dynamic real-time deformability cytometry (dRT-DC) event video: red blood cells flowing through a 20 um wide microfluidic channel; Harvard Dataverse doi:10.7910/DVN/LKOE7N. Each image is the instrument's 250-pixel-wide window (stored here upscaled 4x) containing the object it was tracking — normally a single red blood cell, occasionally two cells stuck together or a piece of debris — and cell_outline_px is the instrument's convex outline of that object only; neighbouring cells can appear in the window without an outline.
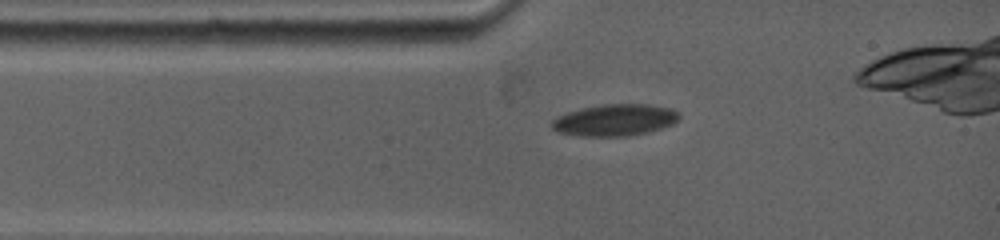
{"species": "common noctule bat (a hibernating species)", "species_latin": "Nyctalus noctula", "temperature_condition": "warm", "stored_images_in_passage": 29, "camera_frame_rate_fps": 5000, "um_per_image_px": 0.085, "animal": {"sex": "female", "body_mass_g": 19.0, "forearm_length_mm": 53.3}, "frame": {"image": 1, "passage_image": 1, "time_ms": 0.0, "image_size_px": [1000, 240], "cell_outline_px": [[680, 116], [672, 124], [648, 132], [628, 136], [580, 136], [556, 132], [552, 128], [552, 120], [556, 116], [580, 108], [600, 104], [648, 104], [672, 108], [680, 112]], "centroid_in_image_um": [52.24, 10.2], "position_along_channel_um": 32.8, "area_um2": 23.7}}
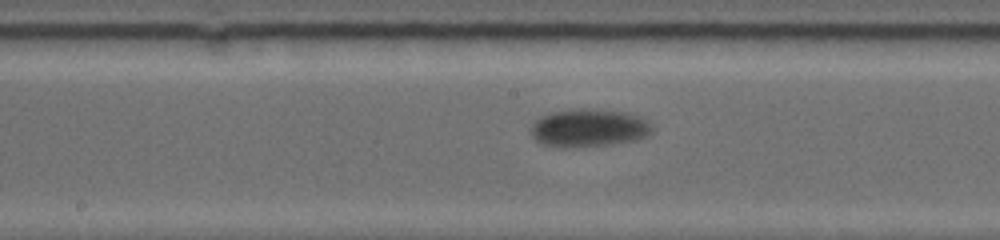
{"frame": {"image": 2, "passage_image": 14, "time_ms": 4.8, "image_size_px": [1000, 240], "cell_outline_px": [[652, 132], [648, 136], [632, 140], [596, 144], [548, 144], [532, 136], [532, 124], [540, 116], [548, 112], [572, 108], [592, 108], [628, 112], [640, 116], [648, 120], [652, 124]], "centroid_in_image_um": [50.12, 10.77], "position_along_channel_um": 198.1, "area_um2": 25.84}}
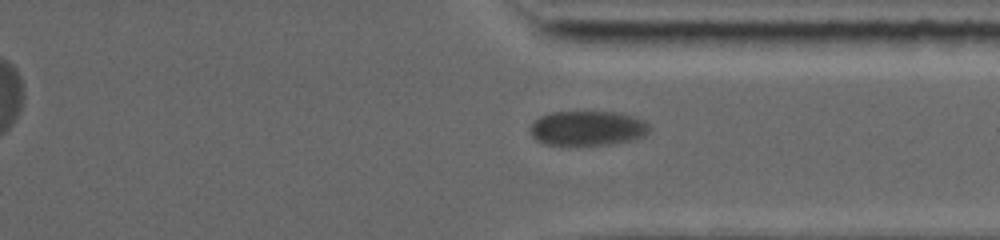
{"frame": {"image": 3, "passage_image": 27, "time_ms": 9.4, "image_size_px": [1000, 240], "cell_outline_px": [[652, 128], [644, 136], [628, 140], [608, 144], [548, 144], [536, 140], [532, 136], [532, 124], [540, 116], [552, 112], [616, 112], [632, 116], [644, 120]], "centroid_in_image_um": [49.97, 10.88], "position_along_channel_um": 361.4, "area_um2": 23.64}}